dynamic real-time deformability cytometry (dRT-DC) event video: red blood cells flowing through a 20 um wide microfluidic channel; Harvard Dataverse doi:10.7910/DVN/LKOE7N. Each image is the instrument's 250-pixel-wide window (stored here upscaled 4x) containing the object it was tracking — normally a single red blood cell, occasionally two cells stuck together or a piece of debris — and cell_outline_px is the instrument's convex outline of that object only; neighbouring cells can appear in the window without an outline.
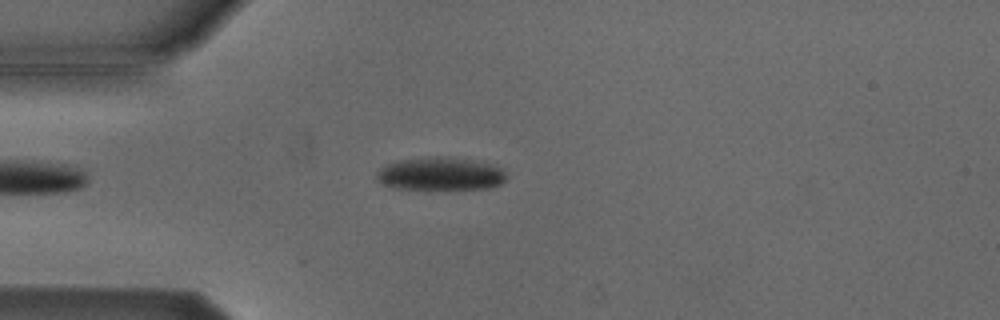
{"species": "Egyptian fruit bat (a non-hibernating species)", "species_latin": "Rousettus aegyptiacus", "temperature_condition": "cold", "stored_images_in_passage": 5, "camera_frame_rate_fps": 3000, "um_per_image_px": 0.085, "animal": {"sex": "male"}, "frame": {"image": 1, "passage_image": 4, "time_ms": 3.333, "image_size_px": [1000, 320], "cell_outline_px": [[508, 180], [492, 188], [444, 192], [392, 188], [380, 184], [376, 180], [376, 172], [380, 168], [388, 164], [400, 160], [436, 156], [440, 156], [468, 160], [488, 164], [500, 168], [508, 176]], "centroid_in_image_um": [37.42, 14.86], "position_along_channel_um": 47.6, "area_um2": 26.07}}